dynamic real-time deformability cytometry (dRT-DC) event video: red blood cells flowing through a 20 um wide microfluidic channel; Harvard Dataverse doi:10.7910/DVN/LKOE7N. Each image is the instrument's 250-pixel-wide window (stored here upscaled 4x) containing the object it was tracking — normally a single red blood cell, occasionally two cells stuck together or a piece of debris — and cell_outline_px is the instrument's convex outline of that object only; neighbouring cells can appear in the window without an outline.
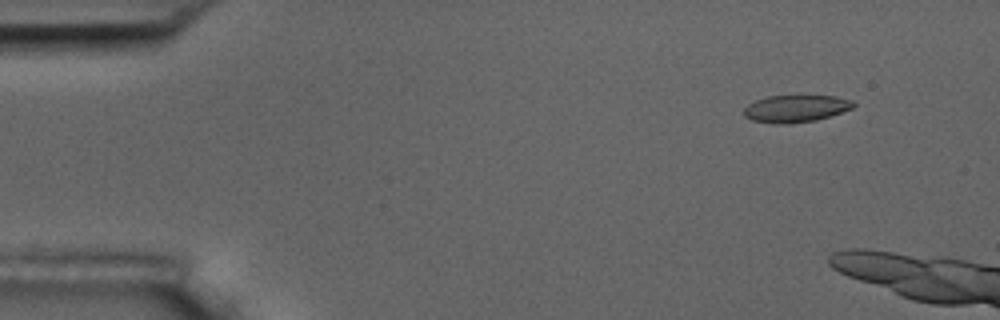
{"species": "common noctule bat (a hibernating species)", "species_latin": "Nyctalus noctula", "temperature_condition": "room temperature", "stored_images_in_passage": 4, "camera_frame_rate_fps": 3000, "um_per_image_px": 0.085, "animal": {"sex": "male", "body_mass_g": 17.5, "forearm_length_mm": 52.3}, "frame": {"image": 1, "passage_image": 2, "time_ms": 1.333, "image_size_px": [1000, 320], "cell_outline_px": [[856, 104], [852, 108], [816, 120], [792, 124], [772, 124], [752, 120], [744, 116], [744, 108], [748, 104], [756, 100], [768, 96], [800, 92], [836, 96], [852, 100]], "centroid_in_image_um": [67.64, 9.17], "position_along_channel_um": 17.4, "area_um2": 18.32}}